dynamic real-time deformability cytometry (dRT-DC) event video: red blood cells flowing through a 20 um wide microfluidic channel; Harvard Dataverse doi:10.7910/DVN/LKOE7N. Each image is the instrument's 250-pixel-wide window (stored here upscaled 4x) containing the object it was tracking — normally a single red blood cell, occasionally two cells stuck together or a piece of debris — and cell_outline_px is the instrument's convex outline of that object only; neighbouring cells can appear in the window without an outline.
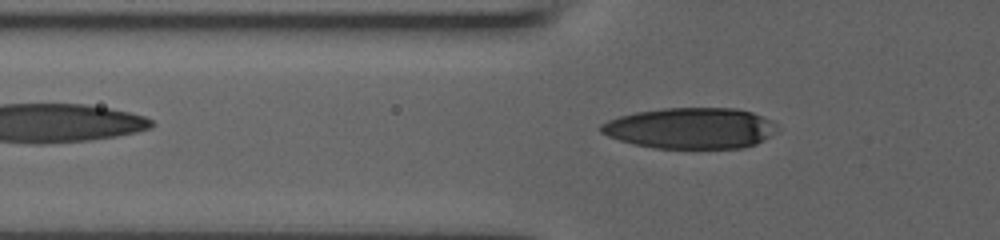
{"species": "human", "species_latin": "Homo sapiens", "temperature_condition": "room temperature", "stored_images_in_passage": 41, "camera_frame_rate_fps": 3000, "um_per_image_px": 0.085, "donor": {"sex": "male"}, "frame": {"image": 1, "passage_image": 7, "time_ms": 2.0, "image_size_px": [1000, 240], "cell_outline_px": [[780, 128], [756, 144], [740, 148], [656, 148], [632, 144], [608, 136], [600, 132], [600, 124], [608, 120], [620, 116], [636, 112], [664, 108], [736, 108], [752, 112], [772, 120]], "centroid_in_image_um": [58.7, 10.89], "position_along_channel_um": 67.1, "area_um2": 42.08}}
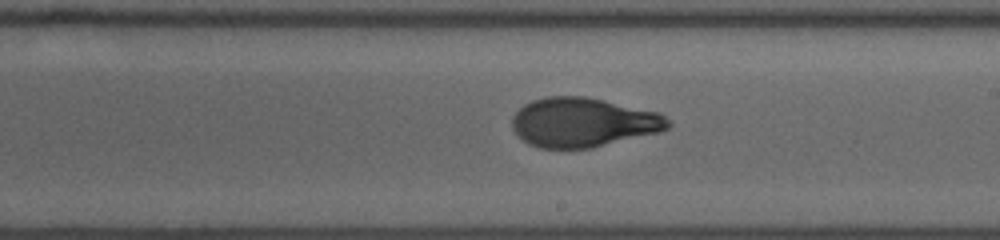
{"frame": {"image": 2, "passage_image": 20, "time_ms": 6.333, "image_size_px": [1000, 240], "cell_outline_px": [[672, 124], [668, 128], [660, 132], [592, 148], [540, 148], [528, 144], [516, 136], [512, 128], [512, 116], [524, 104], [532, 100], [544, 96], [584, 96], [604, 100], [660, 112]], "centroid_in_image_um": [49.54, 10.4], "position_along_channel_um": 239.5, "area_um2": 45.2}}
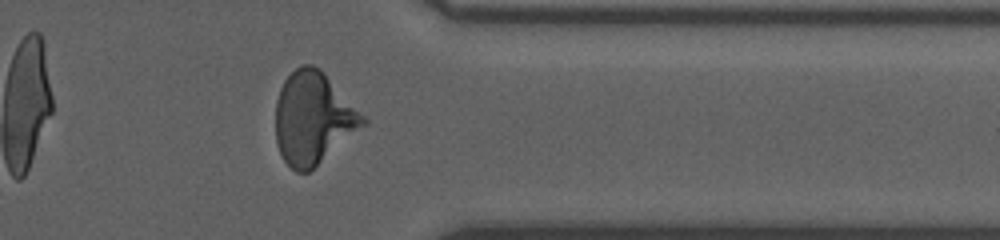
{"frame": {"image": 3, "passage_image": 31, "time_ms": 10.0, "image_size_px": [1000, 240], "cell_outline_px": [[368, 124], [308, 172], [296, 172], [284, 160], [276, 144], [276, 100], [280, 88], [284, 80], [300, 64], [312, 64], [320, 68], [324, 72], [368, 120]], "centroid_in_image_um": [26.62, 10.04], "position_along_channel_um": 384.8, "area_um2": 46.88}}